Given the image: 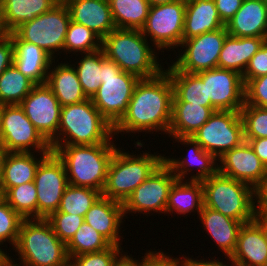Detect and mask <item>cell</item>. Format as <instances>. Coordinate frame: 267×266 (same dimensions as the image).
I'll return each instance as SVG.
<instances>
[{
  "label": "cell",
  "mask_w": 267,
  "mask_h": 266,
  "mask_svg": "<svg viewBox=\"0 0 267 266\" xmlns=\"http://www.w3.org/2000/svg\"><path fill=\"white\" fill-rule=\"evenodd\" d=\"M67 8L71 21L86 26L101 39L116 28L108 0H72Z\"/></svg>",
  "instance_id": "cell-23"
},
{
  "label": "cell",
  "mask_w": 267,
  "mask_h": 266,
  "mask_svg": "<svg viewBox=\"0 0 267 266\" xmlns=\"http://www.w3.org/2000/svg\"><path fill=\"white\" fill-rule=\"evenodd\" d=\"M175 180L171 168L163 161L122 203L124 216L129 212L166 213L168 194Z\"/></svg>",
  "instance_id": "cell-15"
},
{
  "label": "cell",
  "mask_w": 267,
  "mask_h": 266,
  "mask_svg": "<svg viewBox=\"0 0 267 266\" xmlns=\"http://www.w3.org/2000/svg\"><path fill=\"white\" fill-rule=\"evenodd\" d=\"M204 206L203 187L201 181L175 180L168 194L166 212L175 211L177 214H188L197 210L201 212Z\"/></svg>",
  "instance_id": "cell-32"
},
{
  "label": "cell",
  "mask_w": 267,
  "mask_h": 266,
  "mask_svg": "<svg viewBox=\"0 0 267 266\" xmlns=\"http://www.w3.org/2000/svg\"><path fill=\"white\" fill-rule=\"evenodd\" d=\"M201 182L205 207L243 224L255 220L258 209L253 187L219 172Z\"/></svg>",
  "instance_id": "cell-6"
},
{
  "label": "cell",
  "mask_w": 267,
  "mask_h": 266,
  "mask_svg": "<svg viewBox=\"0 0 267 266\" xmlns=\"http://www.w3.org/2000/svg\"><path fill=\"white\" fill-rule=\"evenodd\" d=\"M113 133V125L101 115L91 98H88L83 102L61 107L58 132L49 143L50 146L111 143ZM60 135L63 137L60 138Z\"/></svg>",
  "instance_id": "cell-3"
},
{
  "label": "cell",
  "mask_w": 267,
  "mask_h": 266,
  "mask_svg": "<svg viewBox=\"0 0 267 266\" xmlns=\"http://www.w3.org/2000/svg\"><path fill=\"white\" fill-rule=\"evenodd\" d=\"M257 209L260 212H267V170L262 185L256 190Z\"/></svg>",
  "instance_id": "cell-51"
},
{
  "label": "cell",
  "mask_w": 267,
  "mask_h": 266,
  "mask_svg": "<svg viewBox=\"0 0 267 266\" xmlns=\"http://www.w3.org/2000/svg\"><path fill=\"white\" fill-rule=\"evenodd\" d=\"M215 111L217 110L214 107H204L190 102H172L169 136L191 137Z\"/></svg>",
  "instance_id": "cell-30"
},
{
  "label": "cell",
  "mask_w": 267,
  "mask_h": 266,
  "mask_svg": "<svg viewBox=\"0 0 267 266\" xmlns=\"http://www.w3.org/2000/svg\"><path fill=\"white\" fill-rule=\"evenodd\" d=\"M7 255V253L5 254L4 251H2V249L0 248V262L2 261V259Z\"/></svg>",
  "instance_id": "cell-60"
},
{
  "label": "cell",
  "mask_w": 267,
  "mask_h": 266,
  "mask_svg": "<svg viewBox=\"0 0 267 266\" xmlns=\"http://www.w3.org/2000/svg\"><path fill=\"white\" fill-rule=\"evenodd\" d=\"M55 6H67L72 0H50Z\"/></svg>",
  "instance_id": "cell-58"
},
{
  "label": "cell",
  "mask_w": 267,
  "mask_h": 266,
  "mask_svg": "<svg viewBox=\"0 0 267 266\" xmlns=\"http://www.w3.org/2000/svg\"><path fill=\"white\" fill-rule=\"evenodd\" d=\"M206 81L207 99L216 110L240 111L245 103L242 75L227 69L214 68L197 73Z\"/></svg>",
  "instance_id": "cell-16"
},
{
  "label": "cell",
  "mask_w": 267,
  "mask_h": 266,
  "mask_svg": "<svg viewBox=\"0 0 267 266\" xmlns=\"http://www.w3.org/2000/svg\"><path fill=\"white\" fill-rule=\"evenodd\" d=\"M33 182L37 190V218L47 219L59 209L69 185L65 166L55 152L51 151L42 159Z\"/></svg>",
  "instance_id": "cell-13"
},
{
  "label": "cell",
  "mask_w": 267,
  "mask_h": 266,
  "mask_svg": "<svg viewBox=\"0 0 267 266\" xmlns=\"http://www.w3.org/2000/svg\"><path fill=\"white\" fill-rule=\"evenodd\" d=\"M83 57L75 70L84 94L92 98L102 83V49L86 53Z\"/></svg>",
  "instance_id": "cell-39"
},
{
  "label": "cell",
  "mask_w": 267,
  "mask_h": 266,
  "mask_svg": "<svg viewBox=\"0 0 267 266\" xmlns=\"http://www.w3.org/2000/svg\"><path fill=\"white\" fill-rule=\"evenodd\" d=\"M14 248L26 266H69L66 244L47 219H23Z\"/></svg>",
  "instance_id": "cell-5"
},
{
  "label": "cell",
  "mask_w": 267,
  "mask_h": 266,
  "mask_svg": "<svg viewBox=\"0 0 267 266\" xmlns=\"http://www.w3.org/2000/svg\"><path fill=\"white\" fill-rule=\"evenodd\" d=\"M245 103L267 109V74L250 79L244 87Z\"/></svg>",
  "instance_id": "cell-45"
},
{
  "label": "cell",
  "mask_w": 267,
  "mask_h": 266,
  "mask_svg": "<svg viewBox=\"0 0 267 266\" xmlns=\"http://www.w3.org/2000/svg\"><path fill=\"white\" fill-rule=\"evenodd\" d=\"M221 21L226 24L241 8L243 0H214Z\"/></svg>",
  "instance_id": "cell-48"
},
{
  "label": "cell",
  "mask_w": 267,
  "mask_h": 266,
  "mask_svg": "<svg viewBox=\"0 0 267 266\" xmlns=\"http://www.w3.org/2000/svg\"><path fill=\"white\" fill-rule=\"evenodd\" d=\"M0 146H2L1 105H0Z\"/></svg>",
  "instance_id": "cell-59"
},
{
  "label": "cell",
  "mask_w": 267,
  "mask_h": 266,
  "mask_svg": "<svg viewBox=\"0 0 267 266\" xmlns=\"http://www.w3.org/2000/svg\"><path fill=\"white\" fill-rule=\"evenodd\" d=\"M227 35L224 26L219 30L182 40L181 48L186 47L184 53L179 54L180 57L171 66L176 71L188 73L218 68L219 55Z\"/></svg>",
  "instance_id": "cell-14"
},
{
  "label": "cell",
  "mask_w": 267,
  "mask_h": 266,
  "mask_svg": "<svg viewBox=\"0 0 267 266\" xmlns=\"http://www.w3.org/2000/svg\"><path fill=\"white\" fill-rule=\"evenodd\" d=\"M35 85L12 64L0 75V105L20 104Z\"/></svg>",
  "instance_id": "cell-35"
},
{
  "label": "cell",
  "mask_w": 267,
  "mask_h": 266,
  "mask_svg": "<svg viewBox=\"0 0 267 266\" xmlns=\"http://www.w3.org/2000/svg\"><path fill=\"white\" fill-rule=\"evenodd\" d=\"M178 0H148L150 6L160 5V4H168L173 3Z\"/></svg>",
  "instance_id": "cell-57"
},
{
  "label": "cell",
  "mask_w": 267,
  "mask_h": 266,
  "mask_svg": "<svg viewBox=\"0 0 267 266\" xmlns=\"http://www.w3.org/2000/svg\"><path fill=\"white\" fill-rule=\"evenodd\" d=\"M139 80L138 76L122 71L102 50V83L91 100L101 115L113 126L127 111Z\"/></svg>",
  "instance_id": "cell-8"
},
{
  "label": "cell",
  "mask_w": 267,
  "mask_h": 266,
  "mask_svg": "<svg viewBox=\"0 0 267 266\" xmlns=\"http://www.w3.org/2000/svg\"><path fill=\"white\" fill-rule=\"evenodd\" d=\"M267 74V40L250 59L242 79L244 85L250 80Z\"/></svg>",
  "instance_id": "cell-46"
},
{
  "label": "cell",
  "mask_w": 267,
  "mask_h": 266,
  "mask_svg": "<svg viewBox=\"0 0 267 266\" xmlns=\"http://www.w3.org/2000/svg\"><path fill=\"white\" fill-rule=\"evenodd\" d=\"M163 161L161 155L136 156L116 148L101 195L123 203Z\"/></svg>",
  "instance_id": "cell-7"
},
{
  "label": "cell",
  "mask_w": 267,
  "mask_h": 266,
  "mask_svg": "<svg viewBox=\"0 0 267 266\" xmlns=\"http://www.w3.org/2000/svg\"><path fill=\"white\" fill-rule=\"evenodd\" d=\"M173 85L164 70L156 77L140 79L127 111L113 126L114 135L121 132L164 131L172 119Z\"/></svg>",
  "instance_id": "cell-1"
},
{
  "label": "cell",
  "mask_w": 267,
  "mask_h": 266,
  "mask_svg": "<svg viewBox=\"0 0 267 266\" xmlns=\"http://www.w3.org/2000/svg\"><path fill=\"white\" fill-rule=\"evenodd\" d=\"M201 260H192L194 266H229L215 259L206 262ZM229 260L235 266H267L266 237L262 227L255 220L240 227L236 248Z\"/></svg>",
  "instance_id": "cell-18"
},
{
  "label": "cell",
  "mask_w": 267,
  "mask_h": 266,
  "mask_svg": "<svg viewBox=\"0 0 267 266\" xmlns=\"http://www.w3.org/2000/svg\"><path fill=\"white\" fill-rule=\"evenodd\" d=\"M218 172L246 183L257 190L263 183L267 167L260 161L247 141L228 150L218 158Z\"/></svg>",
  "instance_id": "cell-19"
},
{
  "label": "cell",
  "mask_w": 267,
  "mask_h": 266,
  "mask_svg": "<svg viewBox=\"0 0 267 266\" xmlns=\"http://www.w3.org/2000/svg\"><path fill=\"white\" fill-rule=\"evenodd\" d=\"M247 141L260 161L267 167V137L257 139H244Z\"/></svg>",
  "instance_id": "cell-50"
},
{
  "label": "cell",
  "mask_w": 267,
  "mask_h": 266,
  "mask_svg": "<svg viewBox=\"0 0 267 266\" xmlns=\"http://www.w3.org/2000/svg\"><path fill=\"white\" fill-rule=\"evenodd\" d=\"M116 28L141 30L148 16V0H108Z\"/></svg>",
  "instance_id": "cell-34"
},
{
  "label": "cell",
  "mask_w": 267,
  "mask_h": 266,
  "mask_svg": "<svg viewBox=\"0 0 267 266\" xmlns=\"http://www.w3.org/2000/svg\"><path fill=\"white\" fill-rule=\"evenodd\" d=\"M200 146L215 158L244 141L243 121L240 111L217 110L192 136Z\"/></svg>",
  "instance_id": "cell-10"
},
{
  "label": "cell",
  "mask_w": 267,
  "mask_h": 266,
  "mask_svg": "<svg viewBox=\"0 0 267 266\" xmlns=\"http://www.w3.org/2000/svg\"><path fill=\"white\" fill-rule=\"evenodd\" d=\"M47 220L51 223L56 236L67 244L80 226L84 223L83 216L53 212Z\"/></svg>",
  "instance_id": "cell-43"
},
{
  "label": "cell",
  "mask_w": 267,
  "mask_h": 266,
  "mask_svg": "<svg viewBox=\"0 0 267 266\" xmlns=\"http://www.w3.org/2000/svg\"><path fill=\"white\" fill-rule=\"evenodd\" d=\"M198 214L206 231L228 259L236 248L238 233L243 223L205 206Z\"/></svg>",
  "instance_id": "cell-27"
},
{
  "label": "cell",
  "mask_w": 267,
  "mask_h": 266,
  "mask_svg": "<svg viewBox=\"0 0 267 266\" xmlns=\"http://www.w3.org/2000/svg\"><path fill=\"white\" fill-rule=\"evenodd\" d=\"M14 45L7 34L0 37V75L13 64Z\"/></svg>",
  "instance_id": "cell-49"
},
{
  "label": "cell",
  "mask_w": 267,
  "mask_h": 266,
  "mask_svg": "<svg viewBox=\"0 0 267 266\" xmlns=\"http://www.w3.org/2000/svg\"><path fill=\"white\" fill-rule=\"evenodd\" d=\"M120 250V247L111 245L99 252L70 257L69 266H113L116 258L119 257V254H122Z\"/></svg>",
  "instance_id": "cell-44"
},
{
  "label": "cell",
  "mask_w": 267,
  "mask_h": 266,
  "mask_svg": "<svg viewBox=\"0 0 267 266\" xmlns=\"http://www.w3.org/2000/svg\"><path fill=\"white\" fill-rule=\"evenodd\" d=\"M225 26L234 37H267V0H243Z\"/></svg>",
  "instance_id": "cell-22"
},
{
  "label": "cell",
  "mask_w": 267,
  "mask_h": 266,
  "mask_svg": "<svg viewBox=\"0 0 267 266\" xmlns=\"http://www.w3.org/2000/svg\"><path fill=\"white\" fill-rule=\"evenodd\" d=\"M15 263V261H13L12 259H11V257L9 258V256L8 255H6L3 259H2V261L0 262V266H21L20 264L21 263H19V265L18 264H14ZM22 266H26L23 262H22Z\"/></svg>",
  "instance_id": "cell-55"
},
{
  "label": "cell",
  "mask_w": 267,
  "mask_h": 266,
  "mask_svg": "<svg viewBox=\"0 0 267 266\" xmlns=\"http://www.w3.org/2000/svg\"><path fill=\"white\" fill-rule=\"evenodd\" d=\"M6 155H7V151L2 146H0V182L2 179L3 165H4Z\"/></svg>",
  "instance_id": "cell-54"
},
{
  "label": "cell",
  "mask_w": 267,
  "mask_h": 266,
  "mask_svg": "<svg viewBox=\"0 0 267 266\" xmlns=\"http://www.w3.org/2000/svg\"><path fill=\"white\" fill-rule=\"evenodd\" d=\"M173 85L172 102H190L204 107H213L207 99L206 81L197 73L176 71L172 66L164 70Z\"/></svg>",
  "instance_id": "cell-31"
},
{
  "label": "cell",
  "mask_w": 267,
  "mask_h": 266,
  "mask_svg": "<svg viewBox=\"0 0 267 266\" xmlns=\"http://www.w3.org/2000/svg\"><path fill=\"white\" fill-rule=\"evenodd\" d=\"M140 30L115 28L102 39L101 49L122 71L140 79L158 76L163 68Z\"/></svg>",
  "instance_id": "cell-4"
},
{
  "label": "cell",
  "mask_w": 267,
  "mask_h": 266,
  "mask_svg": "<svg viewBox=\"0 0 267 266\" xmlns=\"http://www.w3.org/2000/svg\"><path fill=\"white\" fill-rule=\"evenodd\" d=\"M19 105L48 142L57 135L62 106L46 83L36 84Z\"/></svg>",
  "instance_id": "cell-17"
},
{
  "label": "cell",
  "mask_w": 267,
  "mask_h": 266,
  "mask_svg": "<svg viewBox=\"0 0 267 266\" xmlns=\"http://www.w3.org/2000/svg\"><path fill=\"white\" fill-rule=\"evenodd\" d=\"M2 18L6 31L12 32L19 25L35 19L55 5L50 0H1Z\"/></svg>",
  "instance_id": "cell-33"
},
{
  "label": "cell",
  "mask_w": 267,
  "mask_h": 266,
  "mask_svg": "<svg viewBox=\"0 0 267 266\" xmlns=\"http://www.w3.org/2000/svg\"><path fill=\"white\" fill-rule=\"evenodd\" d=\"M8 35L14 45L13 64L35 84H45L54 59L37 45L20 40L13 32Z\"/></svg>",
  "instance_id": "cell-20"
},
{
  "label": "cell",
  "mask_w": 267,
  "mask_h": 266,
  "mask_svg": "<svg viewBox=\"0 0 267 266\" xmlns=\"http://www.w3.org/2000/svg\"><path fill=\"white\" fill-rule=\"evenodd\" d=\"M70 21L67 6H54L12 32L20 40L37 45L53 58L56 51L63 50Z\"/></svg>",
  "instance_id": "cell-9"
},
{
  "label": "cell",
  "mask_w": 267,
  "mask_h": 266,
  "mask_svg": "<svg viewBox=\"0 0 267 266\" xmlns=\"http://www.w3.org/2000/svg\"><path fill=\"white\" fill-rule=\"evenodd\" d=\"M153 252L149 250V253H146L144 256V258L142 259V262H138V260H134L133 257L131 258L129 255H119V259L118 257L116 258L113 266H144V263L146 261V259L152 254Z\"/></svg>",
  "instance_id": "cell-52"
},
{
  "label": "cell",
  "mask_w": 267,
  "mask_h": 266,
  "mask_svg": "<svg viewBox=\"0 0 267 266\" xmlns=\"http://www.w3.org/2000/svg\"><path fill=\"white\" fill-rule=\"evenodd\" d=\"M111 245L105 237L84 222L66 244V248L70 258L81 254L99 252Z\"/></svg>",
  "instance_id": "cell-37"
},
{
  "label": "cell",
  "mask_w": 267,
  "mask_h": 266,
  "mask_svg": "<svg viewBox=\"0 0 267 266\" xmlns=\"http://www.w3.org/2000/svg\"><path fill=\"white\" fill-rule=\"evenodd\" d=\"M46 85L53 91L61 106L76 104L85 101L84 94L76 70L69 63L58 64L48 71Z\"/></svg>",
  "instance_id": "cell-29"
},
{
  "label": "cell",
  "mask_w": 267,
  "mask_h": 266,
  "mask_svg": "<svg viewBox=\"0 0 267 266\" xmlns=\"http://www.w3.org/2000/svg\"><path fill=\"white\" fill-rule=\"evenodd\" d=\"M173 138L176 139L175 141H178V143L183 142L182 144L193 146L189 149V156L187 155L182 160L164 157V162L171 168L172 172H174L177 180H184L185 174H188L187 172H190L191 167L194 165L198 166L199 171L196 175L191 176L189 180L202 181L218 172V163L217 165L215 163L217 159L211 153L206 152L194 138L185 136Z\"/></svg>",
  "instance_id": "cell-24"
},
{
  "label": "cell",
  "mask_w": 267,
  "mask_h": 266,
  "mask_svg": "<svg viewBox=\"0 0 267 266\" xmlns=\"http://www.w3.org/2000/svg\"><path fill=\"white\" fill-rule=\"evenodd\" d=\"M102 39L86 26L70 21L63 50L92 53L101 49Z\"/></svg>",
  "instance_id": "cell-40"
},
{
  "label": "cell",
  "mask_w": 267,
  "mask_h": 266,
  "mask_svg": "<svg viewBox=\"0 0 267 266\" xmlns=\"http://www.w3.org/2000/svg\"><path fill=\"white\" fill-rule=\"evenodd\" d=\"M51 150L62 160L70 185L102 192L116 150L114 143L51 146Z\"/></svg>",
  "instance_id": "cell-2"
},
{
  "label": "cell",
  "mask_w": 267,
  "mask_h": 266,
  "mask_svg": "<svg viewBox=\"0 0 267 266\" xmlns=\"http://www.w3.org/2000/svg\"><path fill=\"white\" fill-rule=\"evenodd\" d=\"M185 260L179 261V258H169L163 252L153 253L146 259L144 266H194L193 259L184 257Z\"/></svg>",
  "instance_id": "cell-47"
},
{
  "label": "cell",
  "mask_w": 267,
  "mask_h": 266,
  "mask_svg": "<svg viewBox=\"0 0 267 266\" xmlns=\"http://www.w3.org/2000/svg\"><path fill=\"white\" fill-rule=\"evenodd\" d=\"M1 128L2 147L7 152H30L31 147L40 153L52 151L19 104L1 105Z\"/></svg>",
  "instance_id": "cell-11"
},
{
  "label": "cell",
  "mask_w": 267,
  "mask_h": 266,
  "mask_svg": "<svg viewBox=\"0 0 267 266\" xmlns=\"http://www.w3.org/2000/svg\"><path fill=\"white\" fill-rule=\"evenodd\" d=\"M214 0H186L183 40L224 27Z\"/></svg>",
  "instance_id": "cell-26"
},
{
  "label": "cell",
  "mask_w": 267,
  "mask_h": 266,
  "mask_svg": "<svg viewBox=\"0 0 267 266\" xmlns=\"http://www.w3.org/2000/svg\"><path fill=\"white\" fill-rule=\"evenodd\" d=\"M32 153L7 152L0 182V196L12 187L34 181L38 165L49 153H40L39 160Z\"/></svg>",
  "instance_id": "cell-28"
},
{
  "label": "cell",
  "mask_w": 267,
  "mask_h": 266,
  "mask_svg": "<svg viewBox=\"0 0 267 266\" xmlns=\"http://www.w3.org/2000/svg\"><path fill=\"white\" fill-rule=\"evenodd\" d=\"M267 37H234L227 35L218 59V68L243 75L250 59L261 48Z\"/></svg>",
  "instance_id": "cell-25"
},
{
  "label": "cell",
  "mask_w": 267,
  "mask_h": 266,
  "mask_svg": "<svg viewBox=\"0 0 267 266\" xmlns=\"http://www.w3.org/2000/svg\"><path fill=\"white\" fill-rule=\"evenodd\" d=\"M23 218L0 196V245L9 241L15 246Z\"/></svg>",
  "instance_id": "cell-42"
},
{
  "label": "cell",
  "mask_w": 267,
  "mask_h": 266,
  "mask_svg": "<svg viewBox=\"0 0 267 266\" xmlns=\"http://www.w3.org/2000/svg\"><path fill=\"white\" fill-rule=\"evenodd\" d=\"M1 197L23 219L37 218V190L34 182L12 187Z\"/></svg>",
  "instance_id": "cell-38"
},
{
  "label": "cell",
  "mask_w": 267,
  "mask_h": 266,
  "mask_svg": "<svg viewBox=\"0 0 267 266\" xmlns=\"http://www.w3.org/2000/svg\"><path fill=\"white\" fill-rule=\"evenodd\" d=\"M186 0L150 6L141 33L150 36L155 47L169 49L180 46L183 40Z\"/></svg>",
  "instance_id": "cell-12"
},
{
  "label": "cell",
  "mask_w": 267,
  "mask_h": 266,
  "mask_svg": "<svg viewBox=\"0 0 267 266\" xmlns=\"http://www.w3.org/2000/svg\"><path fill=\"white\" fill-rule=\"evenodd\" d=\"M255 221L262 227L267 241V212L258 211Z\"/></svg>",
  "instance_id": "cell-53"
},
{
  "label": "cell",
  "mask_w": 267,
  "mask_h": 266,
  "mask_svg": "<svg viewBox=\"0 0 267 266\" xmlns=\"http://www.w3.org/2000/svg\"><path fill=\"white\" fill-rule=\"evenodd\" d=\"M100 196L101 193L95 189L69 184L65 189L59 209L56 212L84 217Z\"/></svg>",
  "instance_id": "cell-36"
},
{
  "label": "cell",
  "mask_w": 267,
  "mask_h": 266,
  "mask_svg": "<svg viewBox=\"0 0 267 266\" xmlns=\"http://www.w3.org/2000/svg\"><path fill=\"white\" fill-rule=\"evenodd\" d=\"M124 217L123 204L100 196L84 216V222L105 237L112 245L121 247L119 227Z\"/></svg>",
  "instance_id": "cell-21"
},
{
  "label": "cell",
  "mask_w": 267,
  "mask_h": 266,
  "mask_svg": "<svg viewBox=\"0 0 267 266\" xmlns=\"http://www.w3.org/2000/svg\"><path fill=\"white\" fill-rule=\"evenodd\" d=\"M244 139L267 137V109L244 104L240 109Z\"/></svg>",
  "instance_id": "cell-41"
},
{
  "label": "cell",
  "mask_w": 267,
  "mask_h": 266,
  "mask_svg": "<svg viewBox=\"0 0 267 266\" xmlns=\"http://www.w3.org/2000/svg\"><path fill=\"white\" fill-rule=\"evenodd\" d=\"M8 32L5 29L2 18V1L0 0V37L7 35Z\"/></svg>",
  "instance_id": "cell-56"
}]
</instances>
